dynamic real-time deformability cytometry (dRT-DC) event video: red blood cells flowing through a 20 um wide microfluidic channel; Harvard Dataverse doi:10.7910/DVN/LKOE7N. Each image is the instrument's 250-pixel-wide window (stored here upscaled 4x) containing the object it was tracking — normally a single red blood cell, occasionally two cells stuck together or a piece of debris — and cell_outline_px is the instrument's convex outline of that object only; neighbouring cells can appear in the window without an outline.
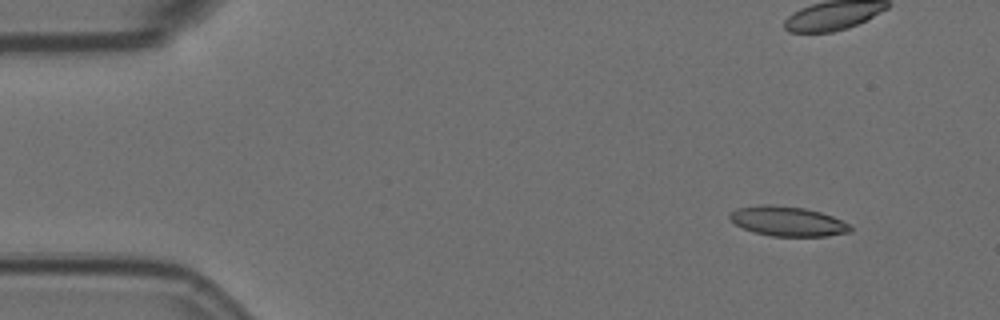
{"species": "Egyptian fruit bat (a non-hibernating species)", "species_latin": "Rousettus aegyptiacus", "temperature_condition": "room temperature", "stored_images_in_passage": 5, "camera_frame_rate_fps": 3000, "um_per_image_px": 0.085, "animal": {"sex": "female"}, "frame": {"image": 1, "passage_image": 1, "time_ms": 0.0, "image_size_px": [1000, 320], "cell_outline_px": [[852, 232], [828, 236], [772, 236], [756, 232], [744, 228], [736, 224], [728, 216], [728, 212], [736, 208], [804, 208], [820, 212], [832, 216], [848, 224], [852, 228]], "centroid_in_image_um": [67.03, 18.87], "position_along_channel_um": 18.0, "area_um2": 19.71}}
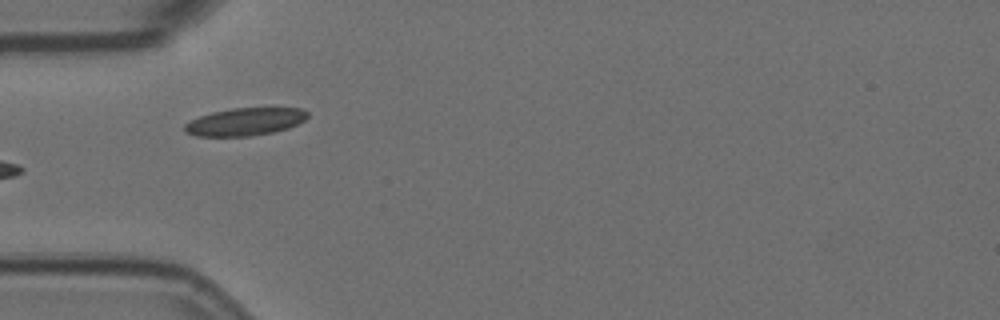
{"frame": {"image": 2, "passage_image": 4, "time_ms": 1.0, "image_size_px": [1000, 320], "cell_outline_px": [[308, 116], [304, 120], [288, 128], [272, 132], [252, 136], [196, 136], [184, 132], [184, 124], [200, 116], [212, 112], [232, 108], [300, 108], [308, 112]], "centroid_in_image_um": [20.81, 10.35], "position_along_channel_um": 64.2, "area_um2": 19.71}}
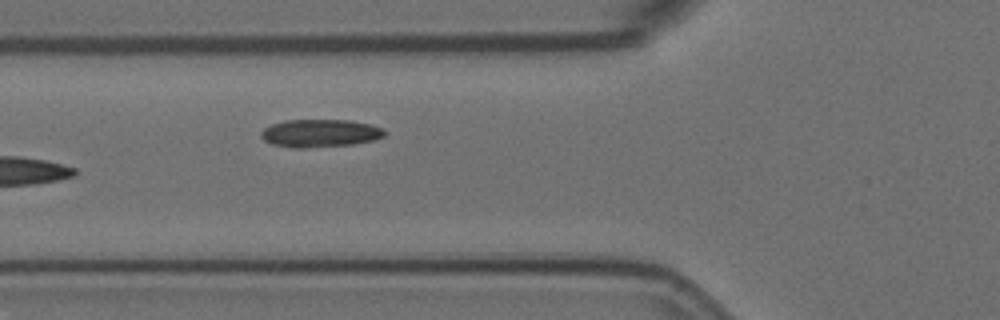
{"frame": {"image": 3, "passage_image": 5, "time_ms": 1.333, "image_size_px": [1000, 320], "cell_outline_px": [[388, 132], [384, 136], [372, 140], [352, 144], [300, 148], [292, 148], [272, 144], [264, 140], [260, 136], [260, 132], [264, 128], [272, 124], [284, 120], [352, 120], [384, 128]], "centroid_in_image_um": [27.2, 11.31], "position_along_channel_um": 98.6, "area_um2": 20.06}}